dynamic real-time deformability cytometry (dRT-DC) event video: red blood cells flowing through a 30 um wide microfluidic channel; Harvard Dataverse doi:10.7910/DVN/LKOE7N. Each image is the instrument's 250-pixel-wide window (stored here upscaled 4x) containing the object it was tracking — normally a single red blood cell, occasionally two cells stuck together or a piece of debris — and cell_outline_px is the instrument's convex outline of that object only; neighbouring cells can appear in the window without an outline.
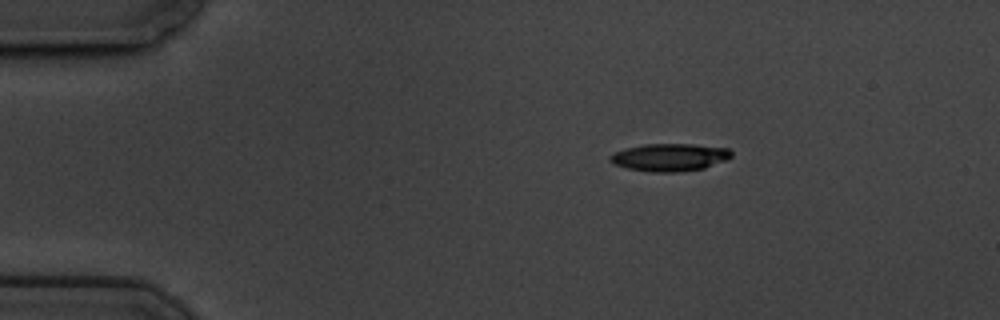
{"species": "common noctule bat (a hibernating species)", "species_latin": "Nyctalus noctula", "temperature_condition": "cold", "stored_images_in_passage": 23, "camera_frame_rate_fps": 3000, "um_per_image_px": 0.085, "animal": {"sex": "male", "body_mass_g": 19.5, "forearm_length_mm": 54.6}, "frame": {"image": 1, "passage_image": 1, "time_ms": 0.0, "image_size_px": [1000, 320], "cell_outline_px": [[732, 156], [728, 160], [704, 168], [676, 172], [652, 172], [628, 168], [616, 164], [608, 160], [608, 156], [612, 152], [624, 148], [644, 144], [692, 144], [728, 148], [732, 152]], "centroid_in_image_um": [56.91, 13.36], "position_along_channel_um": 28.1, "area_um2": 19.65}}
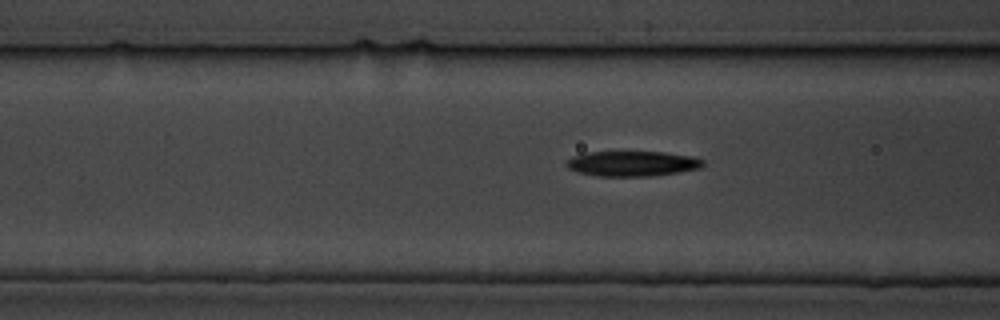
{"frame": {"image": 2, "passage_image": 14, "time_ms": 4.333, "image_size_px": [1000, 320], "cell_outline_px": [[704, 164], [700, 168], [652, 176], [596, 176], [576, 172], [568, 168], [564, 164], [572, 156], [584, 152], [664, 152], [692, 156], [704, 160]], "centroid_in_image_um": [53.7, 13.9], "position_along_channel_um": 112.9, "area_um2": 20.11}}
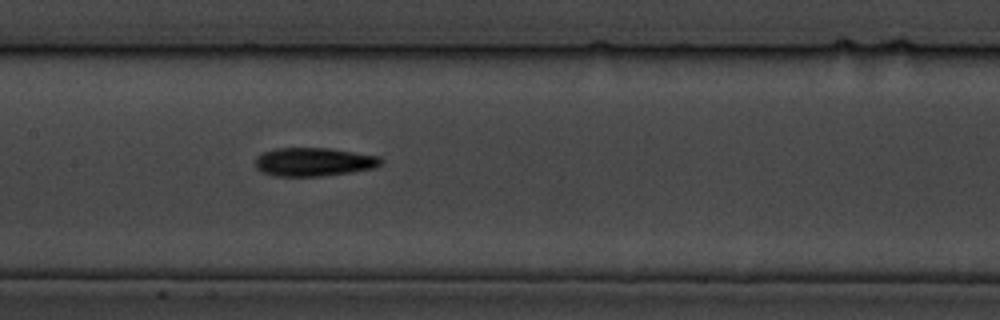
{"frame": {"image": 3, "passage_image": 20, "time_ms": 6.333, "image_size_px": [1000, 320], "cell_outline_px": [[384, 160], [376, 168], [352, 172], [320, 176], [272, 176], [256, 168], [256, 156], [264, 152], [276, 148], [328, 148], [380, 156]], "centroid_in_image_um": [26.7, 13.76], "position_along_channel_um": 180.7, "area_um2": 20.92}}